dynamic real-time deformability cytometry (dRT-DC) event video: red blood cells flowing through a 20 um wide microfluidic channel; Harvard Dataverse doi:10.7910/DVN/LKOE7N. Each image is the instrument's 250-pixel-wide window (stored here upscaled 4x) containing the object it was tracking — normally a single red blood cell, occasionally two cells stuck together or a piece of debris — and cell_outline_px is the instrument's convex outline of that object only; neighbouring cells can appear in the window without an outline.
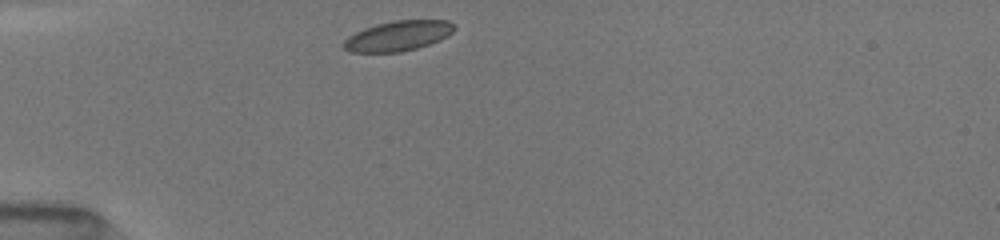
{"species": "common noctule bat (a hibernating species)", "species_latin": "Nyctalus noctula", "temperature_condition": "room temperature", "stored_images_in_passage": 37, "camera_frame_rate_fps": 3000, "um_per_image_px": 0.085, "animal": {"sex": "female", "body_mass_g": 19.5, "forearm_length_mm": 54.1}, "frame": {"image": 1, "passage_image": 1, "time_ms": 0.0, "image_size_px": [1000, 240], "cell_outline_px": [[456, 28], [448, 36], [440, 40], [416, 48], [400, 52], [348, 52], [340, 44], [348, 36], [364, 28], [376, 24], [392, 20], [448, 20], [456, 24]], "centroid_in_image_um": [33.83, 3.04], "position_along_channel_um": 51.2, "area_um2": 19.59}}
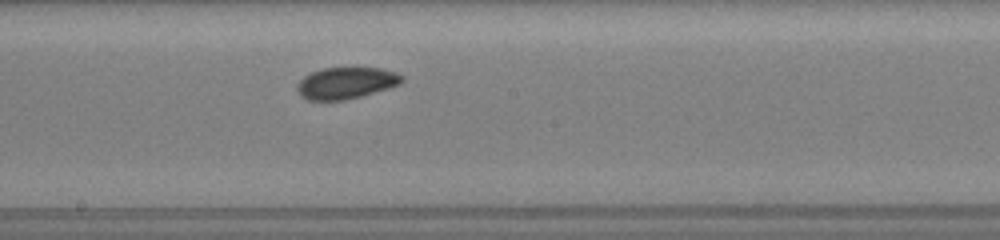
{"frame": {"image": 2, "passage_image": 15, "time_ms": 4.667, "image_size_px": [1000, 240], "cell_outline_px": [[404, 80], [400, 84], [388, 88], [360, 96], [344, 100], [308, 100], [300, 96], [296, 88], [296, 84], [304, 76], [312, 72], [324, 68], [356, 64], [380, 68], [396, 72], [404, 76]], "centroid_in_image_um": [29.43, 7.0], "position_along_channel_um": 218.8, "area_um2": 20.06}}
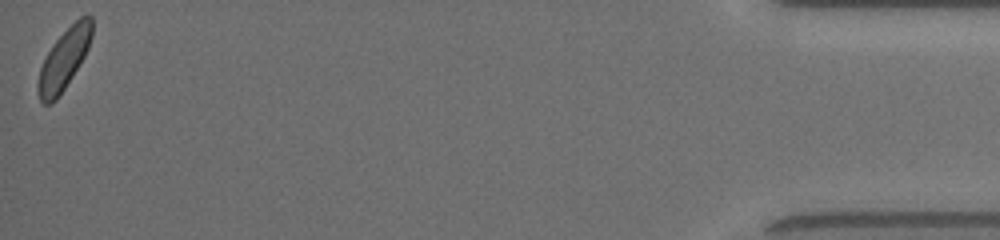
{"frame": {"image": 3, "passage_image": 37, "time_ms": 12.0, "image_size_px": [1000, 240], "cell_outline_px": [[92, 36], [88, 48], [84, 56], [72, 76], [56, 100], [52, 104], [44, 104], [40, 100], [36, 88], [36, 84], [40, 68], [48, 52], [56, 40], [80, 16], [92, 16]], "centroid_in_image_um": [5.42, 5.07], "position_along_channel_um": 429.8, "area_um2": 18.67}, "authors_computed_cell_mechanics": {"area_um2": 19.4208, "velocity_mm_per_s": 4.0258, "shape_relaxation_time_tau1_ms": 1.822, "shape_relaxation_time_tau2_ms": null, "deformation_change_tau1": 0.0586, "deformation_change_tau2": null}}